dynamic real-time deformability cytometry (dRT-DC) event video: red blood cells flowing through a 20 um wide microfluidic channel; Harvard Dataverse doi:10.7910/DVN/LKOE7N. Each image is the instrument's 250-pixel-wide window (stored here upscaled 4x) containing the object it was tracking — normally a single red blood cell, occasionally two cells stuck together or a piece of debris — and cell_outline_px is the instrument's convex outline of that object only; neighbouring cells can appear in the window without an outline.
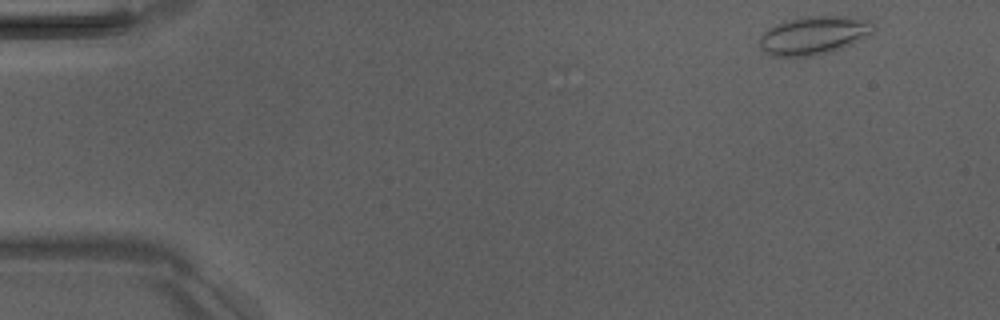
{"species": "Egyptian fruit bat (a non-hibernating species)", "species_latin": "Rousettus aegyptiacus", "temperature_condition": "room temperature", "stored_images_in_passage": 5, "camera_frame_rate_fps": 3000, "um_per_image_px": 0.085, "animal": {"sex": "male"}, "frame": {"image": 1, "passage_image": 1, "time_ms": 0.0, "image_size_px": [1000, 320], "cell_outline_px": [[876, 28], [872, 36], [832, 52], [812, 56], [772, 56], [764, 52], [760, 48], [760, 36], [764, 32], [776, 24], [784, 20], [808, 16], [872, 16], [876, 24]], "centroid_in_image_um": [69.33, 2.97], "position_along_channel_um": 15.7, "area_um2": 26.41}}